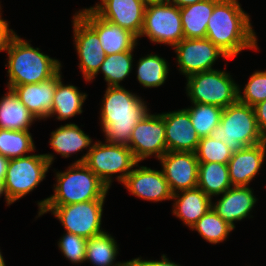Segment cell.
I'll use <instances>...</instances> for the list:
<instances>
[{"label": "cell", "mask_w": 266, "mask_h": 266, "mask_svg": "<svg viewBox=\"0 0 266 266\" xmlns=\"http://www.w3.org/2000/svg\"><path fill=\"white\" fill-rule=\"evenodd\" d=\"M251 25L238 0H220L208 20L206 38L231 59L243 49H258Z\"/></svg>", "instance_id": "obj_1"}, {"label": "cell", "mask_w": 266, "mask_h": 266, "mask_svg": "<svg viewBox=\"0 0 266 266\" xmlns=\"http://www.w3.org/2000/svg\"><path fill=\"white\" fill-rule=\"evenodd\" d=\"M105 92L100 123L106 142L128 146L134 127L149 111L146 102L122 86H107Z\"/></svg>", "instance_id": "obj_2"}, {"label": "cell", "mask_w": 266, "mask_h": 266, "mask_svg": "<svg viewBox=\"0 0 266 266\" xmlns=\"http://www.w3.org/2000/svg\"><path fill=\"white\" fill-rule=\"evenodd\" d=\"M7 55L8 64L5 66L9 76L8 88L40 83L52 78L61 70V63L57 59L41 53L39 48L32 47L17 34L9 42Z\"/></svg>", "instance_id": "obj_3"}, {"label": "cell", "mask_w": 266, "mask_h": 266, "mask_svg": "<svg viewBox=\"0 0 266 266\" xmlns=\"http://www.w3.org/2000/svg\"><path fill=\"white\" fill-rule=\"evenodd\" d=\"M54 194L38 202L40 213L45 205H70L91 200H105L109 188L84 163H73L56 173Z\"/></svg>", "instance_id": "obj_4"}, {"label": "cell", "mask_w": 266, "mask_h": 266, "mask_svg": "<svg viewBox=\"0 0 266 266\" xmlns=\"http://www.w3.org/2000/svg\"><path fill=\"white\" fill-rule=\"evenodd\" d=\"M210 136L224 142L233 153L266 141L258 128L254 108L239 101L223 108L220 123Z\"/></svg>", "instance_id": "obj_5"}, {"label": "cell", "mask_w": 266, "mask_h": 266, "mask_svg": "<svg viewBox=\"0 0 266 266\" xmlns=\"http://www.w3.org/2000/svg\"><path fill=\"white\" fill-rule=\"evenodd\" d=\"M84 163L110 189L112 175L120 173L117 180L123 183L132 171L138 166L131 149L128 146L102 143H93L85 155L75 161Z\"/></svg>", "instance_id": "obj_6"}, {"label": "cell", "mask_w": 266, "mask_h": 266, "mask_svg": "<svg viewBox=\"0 0 266 266\" xmlns=\"http://www.w3.org/2000/svg\"><path fill=\"white\" fill-rule=\"evenodd\" d=\"M186 79V93L192 103L226 108L238 101L239 86L225 70L212 69L192 74Z\"/></svg>", "instance_id": "obj_7"}, {"label": "cell", "mask_w": 266, "mask_h": 266, "mask_svg": "<svg viewBox=\"0 0 266 266\" xmlns=\"http://www.w3.org/2000/svg\"><path fill=\"white\" fill-rule=\"evenodd\" d=\"M53 158L52 154H32L10 159L4 181L8 200L14 203L34 190L46 177Z\"/></svg>", "instance_id": "obj_8"}, {"label": "cell", "mask_w": 266, "mask_h": 266, "mask_svg": "<svg viewBox=\"0 0 266 266\" xmlns=\"http://www.w3.org/2000/svg\"><path fill=\"white\" fill-rule=\"evenodd\" d=\"M104 200H91L70 205H45L38 213L52 212L66 232L91 238L105 232L101 228Z\"/></svg>", "instance_id": "obj_9"}, {"label": "cell", "mask_w": 266, "mask_h": 266, "mask_svg": "<svg viewBox=\"0 0 266 266\" xmlns=\"http://www.w3.org/2000/svg\"><path fill=\"white\" fill-rule=\"evenodd\" d=\"M146 36L154 43L175 46L184 39L180 8L167 2L148 4L139 37Z\"/></svg>", "instance_id": "obj_10"}, {"label": "cell", "mask_w": 266, "mask_h": 266, "mask_svg": "<svg viewBox=\"0 0 266 266\" xmlns=\"http://www.w3.org/2000/svg\"><path fill=\"white\" fill-rule=\"evenodd\" d=\"M128 147L137 162L162 157L167 152L164 117L148 111L134 127Z\"/></svg>", "instance_id": "obj_11"}, {"label": "cell", "mask_w": 266, "mask_h": 266, "mask_svg": "<svg viewBox=\"0 0 266 266\" xmlns=\"http://www.w3.org/2000/svg\"><path fill=\"white\" fill-rule=\"evenodd\" d=\"M177 55L179 71L186 77L208 70H212L214 62L227 55L207 38H184L174 46Z\"/></svg>", "instance_id": "obj_12"}, {"label": "cell", "mask_w": 266, "mask_h": 266, "mask_svg": "<svg viewBox=\"0 0 266 266\" xmlns=\"http://www.w3.org/2000/svg\"><path fill=\"white\" fill-rule=\"evenodd\" d=\"M73 38L79 56V68L86 81L93 80L105 59L97 33L76 13L73 16Z\"/></svg>", "instance_id": "obj_13"}, {"label": "cell", "mask_w": 266, "mask_h": 266, "mask_svg": "<svg viewBox=\"0 0 266 266\" xmlns=\"http://www.w3.org/2000/svg\"><path fill=\"white\" fill-rule=\"evenodd\" d=\"M159 160L173 194L197 187L199 162L195 153L167 151Z\"/></svg>", "instance_id": "obj_14"}, {"label": "cell", "mask_w": 266, "mask_h": 266, "mask_svg": "<svg viewBox=\"0 0 266 266\" xmlns=\"http://www.w3.org/2000/svg\"><path fill=\"white\" fill-rule=\"evenodd\" d=\"M101 2L90 9L100 18L129 30L139 38L146 7L141 0H101Z\"/></svg>", "instance_id": "obj_15"}, {"label": "cell", "mask_w": 266, "mask_h": 266, "mask_svg": "<svg viewBox=\"0 0 266 266\" xmlns=\"http://www.w3.org/2000/svg\"><path fill=\"white\" fill-rule=\"evenodd\" d=\"M77 14L97 33L105 55L130 51L138 44V38L129 30L100 18L90 8Z\"/></svg>", "instance_id": "obj_16"}, {"label": "cell", "mask_w": 266, "mask_h": 266, "mask_svg": "<svg viewBox=\"0 0 266 266\" xmlns=\"http://www.w3.org/2000/svg\"><path fill=\"white\" fill-rule=\"evenodd\" d=\"M123 184L131 194L144 200L158 202L173 197L162 170L140 166L132 169Z\"/></svg>", "instance_id": "obj_17"}, {"label": "cell", "mask_w": 266, "mask_h": 266, "mask_svg": "<svg viewBox=\"0 0 266 266\" xmlns=\"http://www.w3.org/2000/svg\"><path fill=\"white\" fill-rule=\"evenodd\" d=\"M164 117L167 151L195 153L200 137L186 109L161 114Z\"/></svg>", "instance_id": "obj_18"}, {"label": "cell", "mask_w": 266, "mask_h": 266, "mask_svg": "<svg viewBox=\"0 0 266 266\" xmlns=\"http://www.w3.org/2000/svg\"><path fill=\"white\" fill-rule=\"evenodd\" d=\"M265 153L266 141L234 152L228 161L232 186H248L261 169Z\"/></svg>", "instance_id": "obj_19"}, {"label": "cell", "mask_w": 266, "mask_h": 266, "mask_svg": "<svg viewBox=\"0 0 266 266\" xmlns=\"http://www.w3.org/2000/svg\"><path fill=\"white\" fill-rule=\"evenodd\" d=\"M256 197L249 186H232L226 190L212 209L235 228L234 221L246 218L256 204Z\"/></svg>", "instance_id": "obj_20"}, {"label": "cell", "mask_w": 266, "mask_h": 266, "mask_svg": "<svg viewBox=\"0 0 266 266\" xmlns=\"http://www.w3.org/2000/svg\"><path fill=\"white\" fill-rule=\"evenodd\" d=\"M57 87V73L40 83L17 85L13 88L20 101L38 119L49 118Z\"/></svg>", "instance_id": "obj_21"}, {"label": "cell", "mask_w": 266, "mask_h": 266, "mask_svg": "<svg viewBox=\"0 0 266 266\" xmlns=\"http://www.w3.org/2000/svg\"><path fill=\"white\" fill-rule=\"evenodd\" d=\"M179 192L173 194L175 203L172 213L191 228L212 208V198L198 187Z\"/></svg>", "instance_id": "obj_22"}, {"label": "cell", "mask_w": 266, "mask_h": 266, "mask_svg": "<svg viewBox=\"0 0 266 266\" xmlns=\"http://www.w3.org/2000/svg\"><path fill=\"white\" fill-rule=\"evenodd\" d=\"M0 100V129L29 131L36 117L20 101L12 88Z\"/></svg>", "instance_id": "obj_23"}, {"label": "cell", "mask_w": 266, "mask_h": 266, "mask_svg": "<svg viewBox=\"0 0 266 266\" xmlns=\"http://www.w3.org/2000/svg\"><path fill=\"white\" fill-rule=\"evenodd\" d=\"M220 0H202L180 8L184 38H206L208 20Z\"/></svg>", "instance_id": "obj_24"}, {"label": "cell", "mask_w": 266, "mask_h": 266, "mask_svg": "<svg viewBox=\"0 0 266 266\" xmlns=\"http://www.w3.org/2000/svg\"><path fill=\"white\" fill-rule=\"evenodd\" d=\"M87 94L79 92L73 85H64L60 70L57 72V87L54 92L53 106L49 117L57 114L58 120H67L83 112L82 106Z\"/></svg>", "instance_id": "obj_25"}, {"label": "cell", "mask_w": 266, "mask_h": 266, "mask_svg": "<svg viewBox=\"0 0 266 266\" xmlns=\"http://www.w3.org/2000/svg\"><path fill=\"white\" fill-rule=\"evenodd\" d=\"M50 146L62 157H70L72 153L92 147V139L79 126L73 123L61 125L51 132Z\"/></svg>", "instance_id": "obj_26"}, {"label": "cell", "mask_w": 266, "mask_h": 266, "mask_svg": "<svg viewBox=\"0 0 266 266\" xmlns=\"http://www.w3.org/2000/svg\"><path fill=\"white\" fill-rule=\"evenodd\" d=\"M117 246V242L108 232L93 236L86 242L85 261H90L94 266H131V260L114 264Z\"/></svg>", "instance_id": "obj_27"}, {"label": "cell", "mask_w": 266, "mask_h": 266, "mask_svg": "<svg viewBox=\"0 0 266 266\" xmlns=\"http://www.w3.org/2000/svg\"><path fill=\"white\" fill-rule=\"evenodd\" d=\"M197 187L211 198L223 194L232 187L228 164L199 162Z\"/></svg>", "instance_id": "obj_28"}, {"label": "cell", "mask_w": 266, "mask_h": 266, "mask_svg": "<svg viewBox=\"0 0 266 266\" xmlns=\"http://www.w3.org/2000/svg\"><path fill=\"white\" fill-rule=\"evenodd\" d=\"M137 66V79L144 87H159L165 83L169 69L162 57L149 54L140 58Z\"/></svg>", "instance_id": "obj_29"}, {"label": "cell", "mask_w": 266, "mask_h": 266, "mask_svg": "<svg viewBox=\"0 0 266 266\" xmlns=\"http://www.w3.org/2000/svg\"><path fill=\"white\" fill-rule=\"evenodd\" d=\"M134 48L130 51L106 55L98 72H102L108 87L121 86L132 70Z\"/></svg>", "instance_id": "obj_30"}, {"label": "cell", "mask_w": 266, "mask_h": 266, "mask_svg": "<svg viewBox=\"0 0 266 266\" xmlns=\"http://www.w3.org/2000/svg\"><path fill=\"white\" fill-rule=\"evenodd\" d=\"M35 145L29 131L0 129V154L8 159L28 156Z\"/></svg>", "instance_id": "obj_31"}, {"label": "cell", "mask_w": 266, "mask_h": 266, "mask_svg": "<svg viewBox=\"0 0 266 266\" xmlns=\"http://www.w3.org/2000/svg\"><path fill=\"white\" fill-rule=\"evenodd\" d=\"M193 106L186 108L190 114L192 125L200 138L210 136L220 123L223 108L202 103H192Z\"/></svg>", "instance_id": "obj_32"}, {"label": "cell", "mask_w": 266, "mask_h": 266, "mask_svg": "<svg viewBox=\"0 0 266 266\" xmlns=\"http://www.w3.org/2000/svg\"><path fill=\"white\" fill-rule=\"evenodd\" d=\"M200 236L211 244L223 242L235 229L224 221L212 208L204 214L192 227Z\"/></svg>", "instance_id": "obj_33"}, {"label": "cell", "mask_w": 266, "mask_h": 266, "mask_svg": "<svg viewBox=\"0 0 266 266\" xmlns=\"http://www.w3.org/2000/svg\"><path fill=\"white\" fill-rule=\"evenodd\" d=\"M195 154L198 162L228 164L233 152L224 142L214 140L211 136H207L200 138Z\"/></svg>", "instance_id": "obj_34"}, {"label": "cell", "mask_w": 266, "mask_h": 266, "mask_svg": "<svg viewBox=\"0 0 266 266\" xmlns=\"http://www.w3.org/2000/svg\"><path fill=\"white\" fill-rule=\"evenodd\" d=\"M238 88V101L240 103L255 106L266 100V71H255L245 85L243 95Z\"/></svg>", "instance_id": "obj_35"}, {"label": "cell", "mask_w": 266, "mask_h": 266, "mask_svg": "<svg viewBox=\"0 0 266 266\" xmlns=\"http://www.w3.org/2000/svg\"><path fill=\"white\" fill-rule=\"evenodd\" d=\"M87 238L66 232L59 240L58 247L63 255L72 263L85 262Z\"/></svg>", "instance_id": "obj_36"}, {"label": "cell", "mask_w": 266, "mask_h": 266, "mask_svg": "<svg viewBox=\"0 0 266 266\" xmlns=\"http://www.w3.org/2000/svg\"><path fill=\"white\" fill-rule=\"evenodd\" d=\"M16 33L9 29L8 22L6 20H0V52L7 51L8 45L12 37Z\"/></svg>", "instance_id": "obj_37"}, {"label": "cell", "mask_w": 266, "mask_h": 266, "mask_svg": "<svg viewBox=\"0 0 266 266\" xmlns=\"http://www.w3.org/2000/svg\"><path fill=\"white\" fill-rule=\"evenodd\" d=\"M256 116V122L260 132L266 138V100L253 106Z\"/></svg>", "instance_id": "obj_38"}, {"label": "cell", "mask_w": 266, "mask_h": 266, "mask_svg": "<svg viewBox=\"0 0 266 266\" xmlns=\"http://www.w3.org/2000/svg\"><path fill=\"white\" fill-rule=\"evenodd\" d=\"M161 260H141V257L135 258L131 260V266H181L180 264H176L168 258L166 255H162Z\"/></svg>", "instance_id": "obj_39"}, {"label": "cell", "mask_w": 266, "mask_h": 266, "mask_svg": "<svg viewBox=\"0 0 266 266\" xmlns=\"http://www.w3.org/2000/svg\"><path fill=\"white\" fill-rule=\"evenodd\" d=\"M9 161L10 159L0 154V181H5Z\"/></svg>", "instance_id": "obj_40"}, {"label": "cell", "mask_w": 266, "mask_h": 266, "mask_svg": "<svg viewBox=\"0 0 266 266\" xmlns=\"http://www.w3.org/2000/svg\"><path fill=\"white\" fill-rule=\"evenodd\" d=\"M164 1L167 3L173 4L174 6L178 8H183L185 6L195 4L202 0H164Z\"/></svg>", "instance_id": "obj_41"}, {"label": "cell", "mask_w": 266, "mask_h": 266, "mask_svg": "<svg viewBox=\"0 0 266 266\" xmlns=\"http://www.w3.org/2000/svg\"><path fill=\"white\" fill-rule=\"evenodd\" d=\"M3 194H5V198H6L5 200H6L7 205L12 204V203L8 200V198L6 197V192H5L4 182H3V181H0V197H1V195H3Z\"/></svg>", "instance_id": "obj_42"}, {"label": "cell", "mask_w": 266, "mask_h": 266, "mask_svg": "<svg viewBox=\"0 0 266 266\" xmlns=\"http://www.w3.org/2000/svg\"><path fill=\"white\" fill-rule=\"evenodd\" d=\"M141 1L145 5L164 2V0H141Z\"/></svg>", "instance_id": "obj_43"}, {"label": "cell", "mask_w": 266, "mask_h": 266, "mask_svg": "<svg viewBox=\"0 0 266 266\" xmlns=\"http://www.w3.org/2000/svg\"><path fill=\"white\" fill-rule=\"evenodd\" d=\"M0 266H6L2 253L0 252Z\"/></svg>", "instance_id": "obj_44"}, {"label": "cell", "mask_w": 266, "mask_h": 266, "mask_svg": "<svg viewBox=\"0 0 266 266\" xmlns=\"http://www.w3.org/2000/svg\"><path fill=\"white\" fill-rule=\"evenodd\" d=\"M0 9H1V5H0ZM1 14H2V13H1V11H0V20L2 19V17H1L2 15H1Z\"/></svg>", "instance_id": "obj_45"}]
</instances>
